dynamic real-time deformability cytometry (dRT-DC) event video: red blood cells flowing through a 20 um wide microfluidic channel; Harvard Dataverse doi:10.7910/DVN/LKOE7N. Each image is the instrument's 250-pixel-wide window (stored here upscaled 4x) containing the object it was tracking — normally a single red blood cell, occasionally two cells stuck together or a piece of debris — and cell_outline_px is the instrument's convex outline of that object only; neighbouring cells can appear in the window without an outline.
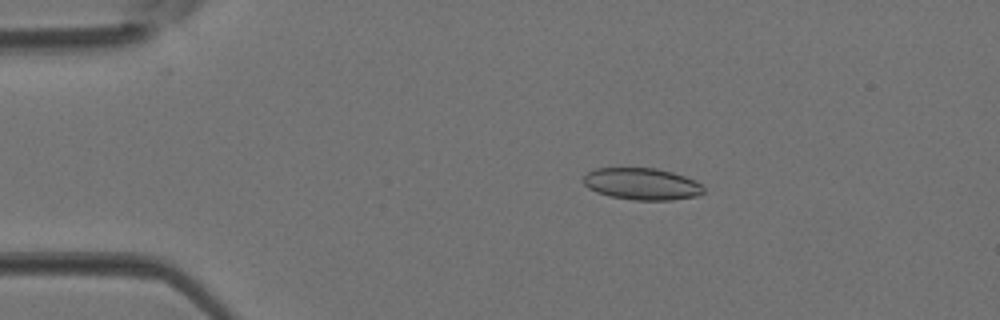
{"species": "Egyptian fruit bat (a non-hibernating species)", "species_latin": "Rousettus aegyptiacus", "temperature_condition": "room temperature", "stored_images_in_passage": 4, "camera_frame_rate_fps": 3000, "um_per_image_px": 0.085, "animal": {"sex": "female"}, "frame": {"image": 1, "passage_image": 3, "time_ms": 0.667, "image_size_px": [1000, 320], "cell_outline_px": [[704, 192], [696, 196], [672, 200], [632, 200], [612, 196], [596, 192], [588, 188], [584, 184], [584, 176], [592, 168], [656, 168], [672, 172], [696, 180], [704, 188]], "centroid_in_image_um": [54.56, 15.63], "position_along_channel_um": 30.4, "area_um2": 22.31}}
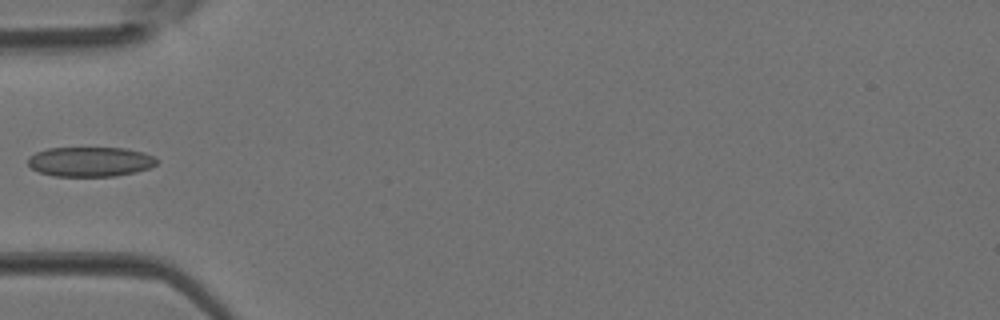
{"frame": {"image": 2, "passage_image": 4, "time_ms": 1.0, "image_size_px": [1000, 320], "cell_outline_px": [[160, 160], [156, 164], [148, 168], [136, 172], [116, 176], [56, 176], [40, 172], [32, 168], [28, 164], [28, 156], [36, 152], [48, 148], [124, 148], [144, 152]], "centroid_in_image_um": [7.68, 13.74], "position_along_channel_um": 77.3, "area_um2": 22.31}}